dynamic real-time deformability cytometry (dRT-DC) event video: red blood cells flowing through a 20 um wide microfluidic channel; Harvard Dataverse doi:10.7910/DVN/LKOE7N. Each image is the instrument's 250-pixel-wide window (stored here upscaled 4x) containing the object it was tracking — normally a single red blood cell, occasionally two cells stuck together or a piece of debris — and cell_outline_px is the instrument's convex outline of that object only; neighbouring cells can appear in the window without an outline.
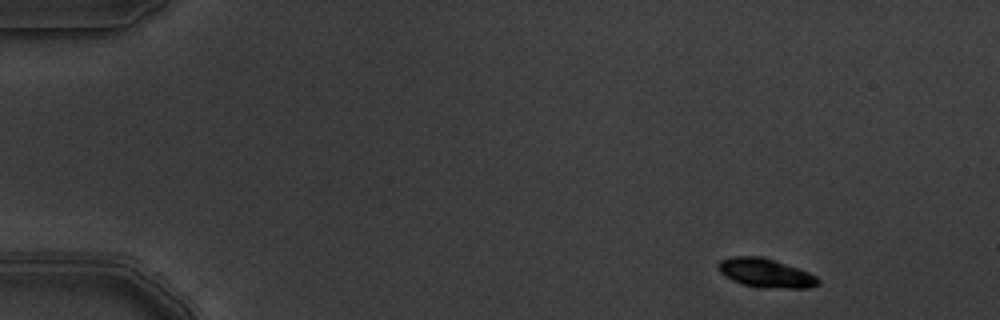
{"species": "common noctule bat (a hibernating species)", "species_latin": "Nyctalus noctula", "temperature_condition": "warm", "stored_images_in_passage": 12, "camera_frame_rate_fps": 3000, "um_per_image_px": 0.085, "animal": {"sex": "male", "body_mass_g": 19.5, "forearm_length_mm": 54.6}, "frame": {"image": 1, "passage_image": 1, "time_ms": 0.0, "image_size_px": [1000, 320], "cell_outline_px": [[820, 284], [808, 288], [756, 288], [740, 284], [724, 276], [720, 272], [716, 264], [720, 260], [732, 256], [764, 256], [808, 272], [816, 276], [820, 280]], "centroid_in_image_um": [65.05, 23.21], "position_along_channel_um": 20.0, "area_um2": 17.17}}
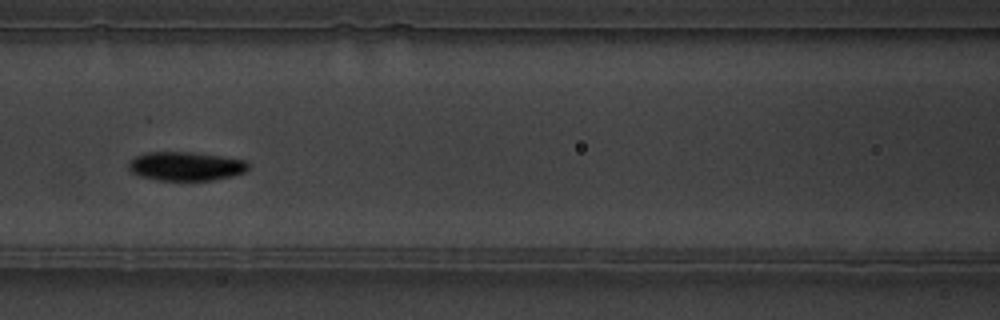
{"frame": {"image": 2, "passage_image": 6, "time_ms": 1.667, "image_size_px": [1000, 320], "cell_outline_px": [[248, 168], [244, 172], [232, 176], [212, 180], [156, 180], [140, 176], [132, 172], [128, 168], [128, 160], [136, 156], [148, 152], [192, 152], [220, 156], [244, 160], [248, 164]], "centroid_in_image_um": [15.75, 14.13], "position_along_channel_um": 150.9, "area_um2": 20.06}}
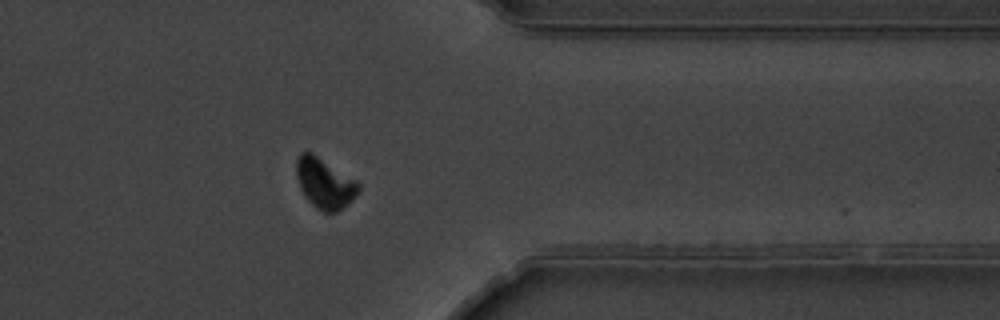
{"frame": {"image": 3, "passage_image": 12, "time_ms": 3.667, "image_size_px": [1000, 320], "cell_outline_px": [[360, 188], [348, 204], [336, 212], [324, 212], [316, 208], [304, 196], [300, 188], [296, 176], [296, 160], [300, 152], [312, 152], [356, 180], [360, 184]], "centroid_in_image_um": [27.57, 15.56], "position_along_channel_um": 383.8, "area_um2": 18.15}}